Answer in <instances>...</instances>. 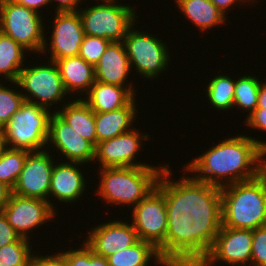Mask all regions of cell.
<instances>
[{"label":"cell","instance_id":"6da1fadb","mask_svg":"<svg viewBox=\"0 0 266 266\" xmlns=\"http://www.w3.org/2000/svg\"><path fill=\"white\" fill-rule=\"evenodd\" d=\"M169 166H164L156 185L167 212L165 263L199 266L222 227L221 188L193 176L171 181Z\"/></svg>","mask_w":266,"mask_h":266},{"label":"cell","instance_id":"7a4b0ae2","mask_svg":"<svg viewBox=\"0 0 266 266\" xmlns=\"http://www.w3.org/2000/svg\"><path fill=\"white\" fill-rule=\"evenodd\" d=\"M263 147H266L265 141L248 135H236L213 145L191 160L183 170L196 174L194 179L219 188L251 180L261 174Z\"/></svg>","mask_w":266,"mask_h":266},{"label":"cell","instance_id":"3957f363","mask_svg":"<svg viewBox=\"0 0 266 266\" xmlns=\"http://www.w3.org/2000/svg\"><path fill=\"white\" fill-rule=\"evenodd\" d=\"M222 226L251 229L266 226V179L258 177L221 188Z\"/></svg>","mask_w":266,"mask_h":266},{"label":"cell","instance_id":"277c9868","mask_svg":"<svg viewBox=\"0 0 266 266\" xmlns=\"http://www.w3.org/2000/svg\"><path fill=\"white\" fill-rule=\"evenodd\" d=\"M163 167H114L100 168L99 198L109 204L135 206L154 188Z\"/></svg>","mask_w":266,"mask_h":266},{"label":"cell","instance_id":"5b68a950","mask_svg":"<svg viewBox=\"0 0 266 266\" xmlns=\"http://www.w3.org/2000/svg\"><path fill=\"white\" fill-rule=\"evenodd\" d=\"M49 109L24 101L9 122L2 128L6 148L29 152L45 150L48 144L50 118Z\"/></svg>","mask_w":266,"mask_h":266},{"label":"cell","instance_id":"8992f818","mask_svg":"<svg viewBox=\"0 0 266 266\" xmlns=\"http://www.w3.org/2000/svg\"><path fill=\"white\" fill-rule=\"evenodd\" d=\"M99 1H103L102 4L78 10L85 35L122 42L134 25L135 17H138L135 9L129 5L116 4L117 0Z\"/></svg>","mask_w":266,"mask_h":266},{"label":"cell","instance_id":"52a82bcc","mask_svg":"<svg viewBox=\"0 0 266 266\" xmlns=\"http://www.w3.org/2000/svg\"><path fill=\"white\" fill-rule=\"evenodd\" d=\"M39 13L13 0H0V31L26 50L42 52L46 36Z\"/></svg>","mask_w":266,"mask_h":266},{"label":"cell","instance_id":"ba28073f","mask_svg":"<svg viewBox=\"0 0 266 266\" xmlns=\"http://www.w3.org/2000/svg\"><path fill=\"white\" fill-rule=\"evenodd\" d=\"M49 62L45 65L23 67L17 81L11 84L17 85L18 88L20 86L25 101L50 110L55 103L58 105V101L65 100L64 97L68 93L65 90L57 65L54 61L50 60Z\"/></svg>","mask_w":266,"mask_h":266},{"label":"cell","instance_id":"9c48e42d","mask_svg":"<svg viewBox=\"0 0 266 266\" xmlns=\"http://www.w3.org/2000/svg\"><path fill=\"white\" fill-rule=\"evenodd\" d=\"M133 25L123 39L130 67L136 72L149 78H157L168 67L170 56L166 42H162L151 33L133 30ZM166 45V46H165ZM157 76V77H156Z\"/></svg>","mask_w":266,"mask_h":266},{"label":"cell","instance_id":"30bf717a","mask_svg":"<svg viewBox=\"0 0 266 266\" xmlns=\"http://www.w3.org/2000/svg\"><path fill=\"white\" fill-rule=\"evenodd\" d=\"M132 226L139 240L153 244L165 262L167 212L164 195L154 188L137 205L133 206Z\"/></svg>","mask_w":266,"mask_h":266},{"label":"cell","instance_id":"8fae6325","mask_svg":"<svg viewBox=\"0 0 266 266\" xmlns=\"http://www.w3.org/2000/svg\"><path fill=\"white\" fill-rule=\"evenodd\" d=\"M253 230L222 226L207 257L199 266H213L217 261L230 266H251Z\"/></svg>","mask_w":266,"mask_h":266},{"label":"cell","instance_id":"7c38bea8","mask_svg":"<svg viewBox=\"0 0 266 266\" xmlns=\"http://www.w3.org/2000/svg\"><path fill=\"white\" fill-rule=\"evenodd\" d=\"M48 150L29 152L24 167L18 176L12 193L30 198L48 201L55 210L54 204L49 200L51 175L54 161Z\"/></svg>","mask_w":266,"mask_h":266},{"label":"cell","instance_id":"4fadbf2b","mask_svg":"<svg viewBox=\"0 0 266 266\" xmlns=\"http://www.w3.org/2000/svg\"><path fill=\"white\" fill-rule=\"evenodd\" d=\"M7 221L17 234L30 239V230L39 228L46 221L53 220L55 210L48 201L11 194L9 201L1 209ZM29 235V236H28Z\"/></svg>","mask_w":266,"mask_h":266},{"label":"cell","instance_id":"5bb4252c","mask_svg":"<svg viewBox=\"0 0 266 266\" xmlns=\"http://www.w3.org/2000/svg\"><path fill=\"white\" fill-rule=\"evenodd\" d=\"M148 138L149 134H141L133 127L129 132L97 143L94 163L99 161L101 168L152 166L135 162V157L141 150V140H148Z\"/></svg>","mask_w":266,"mask_h":266},{"label":"cell","instance_id":"9a60e30c","mask_svg":"<svg viewBox=\"0 0 266 266\" xmlns=\"http://www.w3.org/2000/svg\"><path fill=\"white\" fill-rule=\"evenodd\" d=\"M53 30L49 44L45 40L41 53L51 52L49 60L78 56L85 33L78 11L55 12ZM49 45L51 46L49 48ZM47 48V49H46ZM49 48V49H48Z\"/></svg>","mask_w":266,"mask_h":266},{"label":"cell","instance_id":"2e32d148","mask_svg":"<svg viewBox=\"0 0 266 266\" xmlns=\"http://www.w3.org/2000/svg\"><path fill=\"white\" fill-rule=\"evenodd\" d=\"M47 143L54 145L67 161L86 164L95 160V146L80 136L55 111L50 118Z\"/></svg>","mask_w":266,"mask_h":266},{"label":"cell","instance_id":"e0dca14e","mask_svg":"<svg viewBox=\"0 0 266 266\" xmlns=\"http://www.w3.org/2000/svg\"><path fill=\"white\" fill-rule=\"evenodd\" d=\"M85 243L99 256L105 258L116 251L129 248L139 241L132 224L125 221H110L95 226L88 232Z\"/></svg>","mask_w":266,"mask_h":266},{"label":"cell","instance_id":"ac0fdd59","mask_svg":"<svg viewBox=\"0 0 266 266\" xmlns=\"http://www.w3.org/2000/svg\"><path fill=\"white\" fill-rule=\"evenodd\" d=\"M80 162H59L54 168L51 175V185L49 195L55 197L60 202L72 203L78 201L86 190V180L78 166ZM53 195V196H52Z\"/></svg>","mask_w":266,"mask_h":266},{"label":"cell","instance_id":"d6986e66","mask_svg":"<svg viewBox=\"0 0 266 266\" xmlns=\"http://www.w3.org/2000/svg\"><path fill=\"white\" fill-rule=\"evenodd\" d=\"M94 69L96 81L132 87L131 84H126L130 71L133 70L123 42H111Z\"/></svg>","mask_w":266,"mask_h":266},{"label":"cell","instance_id":"ffe728a7","mask_svg":"<svg viewBox=\"0 0 266 266\" xmlns=\"http://www.w3.org/2000/svg\"><path fill=\"white\" fill-rule=\"evenodd\" d=\"M133 87H121L95 81L82 100L93 112H110L125 107L135 96Z\"/></svg>","mask_w":266,"mask_h":266},{"label":"cell","instance_id":"44dd1931","mask_svg":"<svg viewBox=\"0 0 266 266\" xmlns=\"http://www.w3.org/2000/svg\"><path fill=\"white\" fill-rule=\"evenodd\" d=\"M58 67L61 79L68 95L71 91L83 92L87 94L95 83L94 66L85 62L79 55L72 57H64L54 61Z\"/></svg>","mask_w":266,"mask_h":266},{"label":"cell","instance_id":"7402d4cb","mask_svg":"<svg viewBox=\"0 0 266 266\" xmlns=\"http://www.w3.org/2000/svg\"><path fill=\"white\" fill-rule=\"evenodd\" d=\"M136 98L125 107L110 112H94L97 143L129 132L137 114Z\"/></svg>","mask_w":266,"mask_h":266},{"label":"cell","instance_id":"603a6c76","mask_svg":"<svg viewBox=\"0 0 266 266\" xmlns=\"http://www.w3.org/2000/svg\"><path fill=\"white\" fill-rule=\"evenodd\" d=\"M63 108L55 111L65 122H67L80 136L97 145L96 124L94 112L80 98L63 105Z\"/></svg>","mask_w":266,"mask_h":266},{"label":"cell","instance_id":"cb8c5ba5","mask_svg":"<svg viewBox=\"0 0 266 266\" xmlns=\"http://www.w3.org/2000/svg\"><path fill=\"white\" fill-rule=\"evenodd\" d=\"M177 7L201 31H207L216 25L227 22L226 16L211 0H175Z\"/></svg>","mask_w":266,"mask_h":266},{"label":"cell","instance_id":"d4e9b609","mask_svg":"<svg viewBox=\"0 0 266 266\" xmlns=\"http://www.w3.org/2000/svg\"><path fill=\"white\" fill-rule=\"evenodd\" d=\"M150 260L157 261L156 263L161 266H167L158 249L153 244L142 240L107 257L109 266H149Z\"/></svg>","mask_w":266,"mask_h":266},{"label":"cell","instance_id":"484cf974","mask_svg":"<svg viewBox=\"0 0 266 266\" xmlns=\"http://www.w3.org/2000/svg\"><path fill=\"white\" fill-rule=\"evenodd\" d=\"M26 50L21 44L0 31V75L5 81L16 82L24 67ZM3 75V76H2Z\"/></svg>","mask_w":266,"mask_h":266},{"label":"cell","instance_id":"4316f807","mask_svg":"<svg viewBox=\"0 0 266 266\" xmlns=\"http://www.w3.org/2000/svg\"><path fill=\"white\" fill-rule=\"evenodd\" d=\"M231 76L217 75L208 83L206 96L210 104L217 110L225 111L234 107V92L236 80Z\"/></svg>","mask_w":266,"mask_h":266},{"label":"cell","instance_id":"83f0119b","mask_svg":"<svg viewBox=\"0 0 266 266\" xmlns=\"http://www.w3.org/2000/svg\"><path fill=\"white\" fill-rule=\"evenodd\" d=\"M29 151L5 148L0 154V181L14 188Z\"/></svg>","mask_w":266,"mask_h":266},{"label":"cell","instance_id":"f1b7e54d","mask_svg":"<svg viewBox=\"0 0 266 266\" xmlns=\"http://www.w3.org/2000/svg\"><path fill=\"white\" fill-rule=\"evenodd\" d=\"M260 81L258 78L247 75H243L237 78L234 92V106L237 109H243L249 111L250 115L256 108L258 103V92Z\"/></svg>","mask_w":266,"mask_h":266},{"label":"cell","instance_id":"f546056e","mask_svg":"<svg viewBox=\"0 0 266 266\" xmlns=\"http://www.w3.org/2000/svg\"><path fill=\"white\" fill-rule=\"evenodd\" d=\"M30 241L20 237L16 242L0 248V266H30Z\"/></svg>","mask_w":266,"mask_h":266},{"label":"cell","instance_id":"4dcf8cb0","mask_svg":"<svg viewBox=\"0 0 266 266\" xmlns=\"http://www.w3.org/2000/svg\"><path fill=\"white\" fill-rule=\"evenodd\" d=\"M0 83V128H3L12 115L19 110L25 99L21 92Z\"/></svg>","mask_w":266,"mask_h":266},{"label":"cell","instance_id":"1f68e13d","mask_svg":"<svg viewBox=\"0 0 266 266\" xmlns=\"http://www.w3.org/2000/svg\"><path fill=\"white\" fill-rule=\"evenodd\" d=\"M82 248L63 251L68 266H109L107 258L99 256L84 242Z\"/></svg>","mask_w":266,"mask_h":266},{"label":"cell","instance_id":"d6a6232c","mask_svg":"<svg viewBox=\"0 0 266 266\" xmlns=\"http://www.w3.org/2000/svg\"><path fill=\"white\" fill-rule=\"evenodd\" d=\"M110 43L111 41L108 39L85 35L78 55L95 67Z\"/></svg>","mask_w":266,"mask_h":266},{"label":"cell","instance_id":"836d02e7","mask_svg":"<svg viewBox=\"0 0 266 266\" xmlns=\"http://www.w3.org/2000/svg\"><path fill=\"white\" fill-rule=\"evenodd\" d=\"M251 266H266V226L253 230Z\"/></svg>","mask_w":266,"mask_h":266},{"label":"cell","instance_id":"e575fe53","mask_svg":"<svg viewBox=\"0 0 266 266\" xmlns=\"http://www.w3.org/2000/svg\"><path fill=\"white\" fill-rule=\"evenodd\" d=\"M30 266H68L66 257L59 252L53 255H34L32 254Z\"/></svg>","mask_w":266,"mask_h":266},{"label":"cell","instance_id":"d590c367","mask_svg":"<svg viewBox=\"0 0 266 266\" xmlns=\"http://www.w3.org/2000/svg\"><path fill=\"white\" fill-rule=\"evenodd\" d=\"M20 236L7 221L4 213L0 211V248L16 242Z\"/></svg>","mask_w":266,"mask_h":266},{"label":"cell","instance_id":"8d00e7d4","mask_svg":"<svg viewBox=\"0 0 266 266\" xmlns=\"http://www.w3.org/2000/svg\"><path fill=\"white\" fill-rule=\"evenodd\" d=\"M246 118L244 122L248 127L266 131V108H256Z\"/></svg>","mask_w":266,"mask_h":266},{"label":"cell","instance_id":"74e56055","mask_svg":"<svg viewBox=\"0 0 266 266\" xmlns=\"http://www.w3.org/2000/svg\"><path fill=\"white\" fill-rule=\"evenodd\" d=\"M56 3V9L55 12H66V11H78L80 2L83 0H54ZM53 0H50V4L54 2ZM78 6V7H77Z\"/></svg>","mask_w":266,"mask_h":266},{"label":"cell","instance_id":"f35d334b","mask_svg":"<svg viewBox=\"0 0 266 266\" xmlns=\"http://www.w3.org/2000/svg\"><path fill=\"white\" fill-rule=\"evenodd\" d=\"M15 3L25 6L31 10L40 13L42 10L38 11L40 8H45L46 5L50 4V0H13Z\"/></svg>","mask_w":266,"mask_h":266},{"label":"cell","instance_id":"ab89813d","mask_svg":"<svg viewBox=\"0 0 266 266\" xmlns=\"http://www.w3.org/2000/svg\"><path fill=\"white\" fill-rule=\"evenodd\" d=\"M239 1L245 3L252 0H211V2L221 11L223 15H227L226 11H228V8L232 7V5L235 6L236 2L239 3Z\"/></svg>","mask_w":266,"mask_h":266},{"label":"cell","instance_id":"60d3db41","mask_svg":"<svg viewBox=\"0 0 266 266\" xmlns=\"http://www.w3.org/2000/svg\"><path fill=\"white\" fill-rule=\"evenodd\" d=\"M12 189L5 183L0 181V211L4 205L9 201Z\"/></svg>","mask_w":266,"mask_h":266},{"label":"cell","instance_id":"b9f144b4","mask_svg":"<svg viewBox=\"0 0 266 266\" xmlns=\"http://www.w3.org/2000/svg\"><path fill=\"white\" fill-rule=\"evenodd\" d=\"M257 108H266V82L260 83Z\"/></svg>","mask_w":266,"mask_h":266},{"label":"cell","instance_id":"7bdbcfd3","mask_svg":"<svg viewBox=\"0 0 266 266\" xmlns=\"http://www.w3.org/2000/svg\"><path fill=\"white\" fill-rule=\"evenodd\" d=\"M261 175L266 179V147L261 152Z\"/></svg>","mask_w":266,"mask_h":266},{"label":"cell","instance_id":"ee69618b","mask_svg":"<svg viewBox=\"0 0 266 266\" xmlns=\"http://www.w3.org/2000/svg\"><path fill=\"white\" fill-rule=\"evenodd\" d=\"M6 148L5 142H4V132L3 129L0 128V154L2 151Z\"/></svg>","mask_w":266,"mask_h":266}]
</instances>
